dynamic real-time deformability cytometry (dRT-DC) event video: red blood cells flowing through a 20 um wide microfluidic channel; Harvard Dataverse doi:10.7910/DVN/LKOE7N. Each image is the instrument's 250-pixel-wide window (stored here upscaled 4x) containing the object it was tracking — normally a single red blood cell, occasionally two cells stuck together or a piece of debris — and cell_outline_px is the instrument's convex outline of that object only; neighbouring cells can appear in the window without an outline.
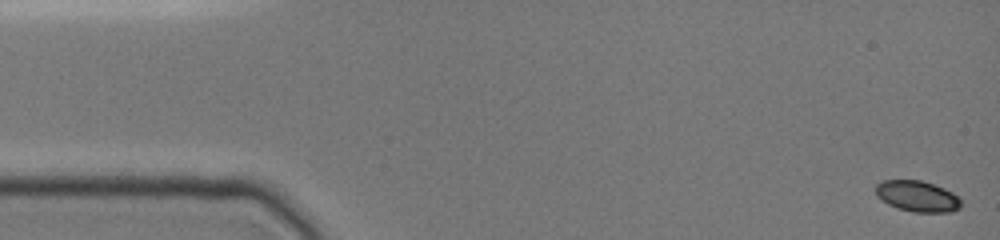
{"species": "common noctule bat (a hibernating species)", "species_latin": "Nyctalus noctula", "temperature_condition": "cold", "stored_images_in_passage": 11, "camera_frame_rate_fps": 3000, "um_per_image_px": 0.085, "animal": {"sex": "female", "body_mass_g": 19.0, "forearm_length_mm": 51.5}, "frame": {"image": 1, "passage_image": 1, "time_ms": 0.0, "image_size_px": [1000, 240], "cell_outline_px": [[960, 208], [952, 212], [916, 212], [896, 208], [888, 204], [876, 196], [876, 184], [880, 180], [920, 180], [944, 188], [960, 196]], "centroid_in_image_um": [77.97, 16.68], "position_along_channel_um": 7.0, "area_um2": 15.49}}
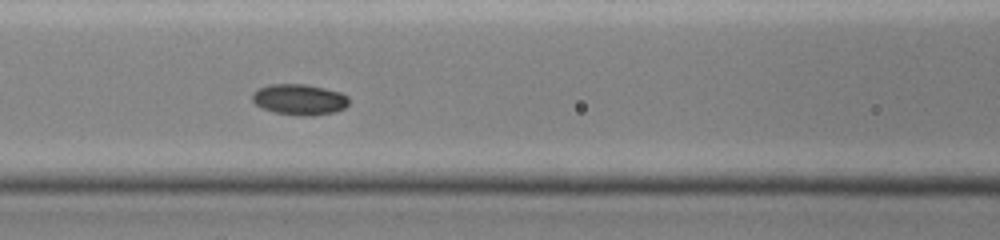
{"frame": {"image": 2, "passage_image": 10, "time_ms": 6.667, "image_size_px": [1000, 240], "cell_outline_px": [[348, 104], [344, 108], [332, 112], [312, 116], [300, 116], [276, 112], [264, 108], [256, 104], [252, 100], [252, 92], [268, 84], [304, 84], [324, 88], [340, 92], [348, 96]], "centroid_in_image_um": [25.45, 8.45], "position_along_channel_um": 141.2, "area_um2": 17.22}}
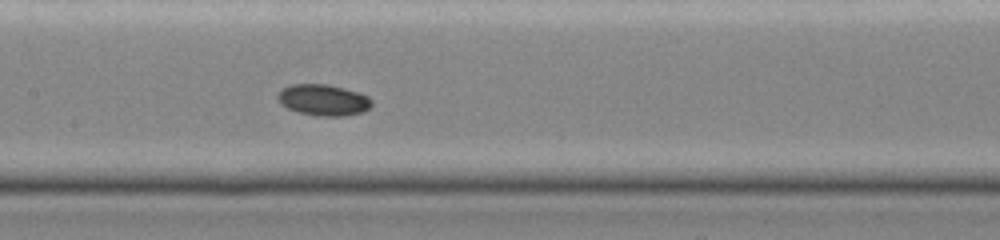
{"frame": {"image": 3, "passage_image": 11, "time_ms": 7.667, "image_size_px": [1000, 240], "cell_outline_px": [[372, 104], [364, 112], [344, 116], [316, 116], [296, 112], [280, 104], [276, 96], [284, 88], [292, 84], [328, 84], [344, 88], [368, 96], [372, 100]], "centroid_in_image_um": [27.48, 8.51], "position_along_channel_um": 179.9, "area_um2": 17.17}}